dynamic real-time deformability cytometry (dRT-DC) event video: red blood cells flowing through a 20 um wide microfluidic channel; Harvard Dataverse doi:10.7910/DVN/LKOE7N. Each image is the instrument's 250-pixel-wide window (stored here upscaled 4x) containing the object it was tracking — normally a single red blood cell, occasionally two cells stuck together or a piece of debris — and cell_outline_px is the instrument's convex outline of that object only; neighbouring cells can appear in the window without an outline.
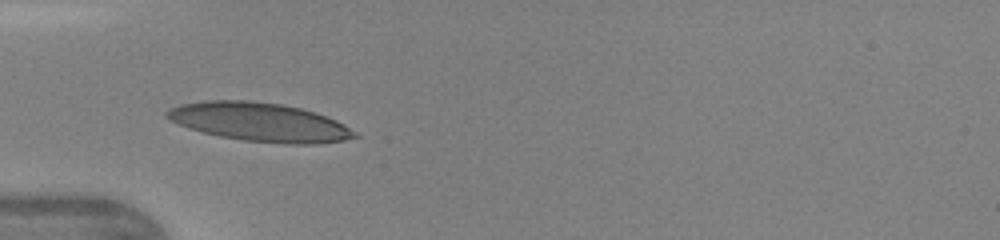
{"species": "human", "species_latin": "Homo sapiens", "temperature_condition": "warm", "stored_images_in_passage": 31, "camera_frame_rate_fps": 3000, "um_per_image_px": 0.085, "donor": {"sex": "female"}, "frame": {"image": 1, "passage_image": 1, "time_ms": 0.0, "image_size_px": [1000, 240], "cell_outline_px": [[360, 136], [344, 140], [316, 144], [288, 144], [244, 140], [220, 136], [204, 132], [180, 124], [164, 116], [164, 112], [180, 104], [204, 100], [248, 100], [280, 104], [300, 108], [316, 112], [336, 120], [344, 124], [356, 132]], "centroid_in_image_um": [22.11, 10.37], "position_along_channel_um": 62.9, "area_um2": 42.08}}
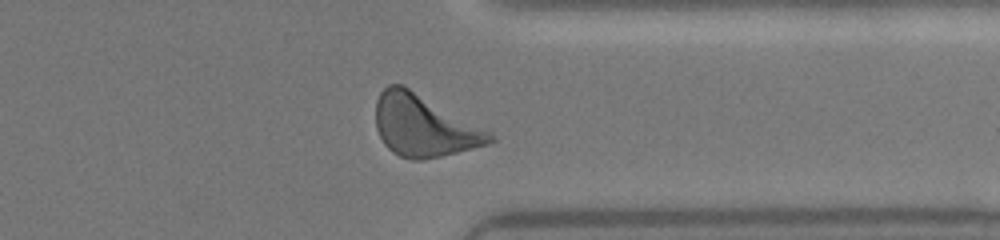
{"frame": {"image": 2, "passage_image": 22, "time_ms": 7.0, "image_size_px": [1000, 240], "cell_outline_px": [[496, 140], [488, 144], [424, 160], [412, 160], [400, 156], [392, 152], [384, 144], [376, 128], [376, 100], [380, 92], [388, 84], [400, 84], [488, 128], [496, 136]], "centroid_in_image_um": [36.07, 10.69], "position_along_channel_um": 375.3, "area_um2": 41.21}}
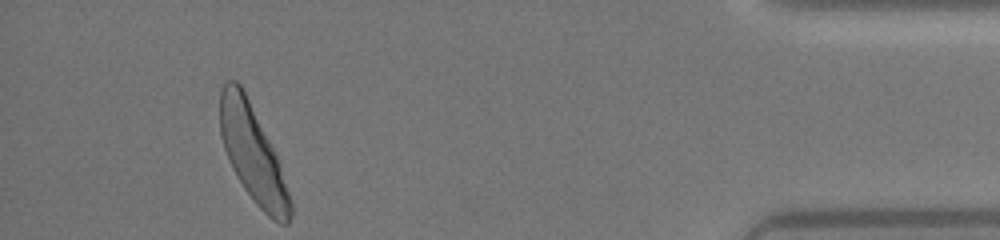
{"frame": {"image": 3, "passage_image": 28, "time_ms": 9.0, "image_size_px": [1000, 240], "cell_outline_px": [[292, 216], [288, 224], [280, 224], [272, 220], [256, 204], [244, 188], [236, 176], [232, 168], [224, 148], [220, 136], [220, 92], [224, 80], [236, 80], [240, 84], [280, 164], [292, 204]], "centroid_in_image_um": [21.47, 13.12], "position_along_channel_um": 413.7, "area_um2": 38.78}}